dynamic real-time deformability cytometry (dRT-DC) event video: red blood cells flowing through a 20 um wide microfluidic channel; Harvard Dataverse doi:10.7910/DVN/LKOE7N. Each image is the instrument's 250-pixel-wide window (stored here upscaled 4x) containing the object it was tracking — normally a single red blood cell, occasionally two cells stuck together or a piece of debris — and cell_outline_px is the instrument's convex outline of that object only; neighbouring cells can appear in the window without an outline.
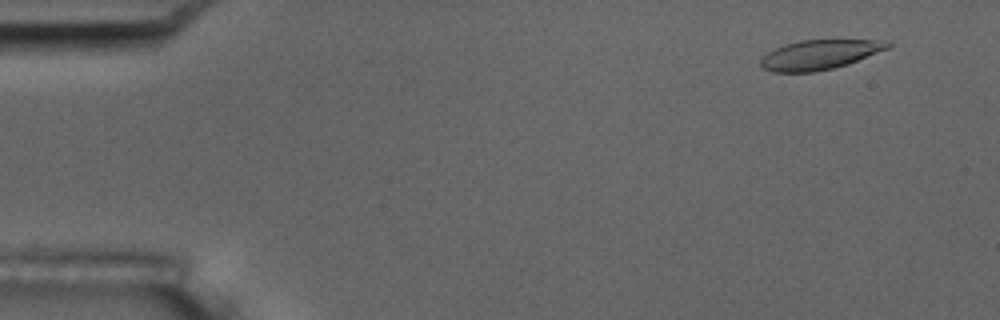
{"species": "common noctule bat (a hibernating species)", "species_latin": "Nyctalus noctula", "temperature_condition": "room temperature", "stored_images_in_passage": 54, "camera_frame_rate_fps": 3000, "um_per_image_px": 0.085, "animal": {"sex": "male", "body_mass_g": 17.5, "forearm_length_mm": 52.3}, "frame": {"image": 1, "passage_image": 4, "time_ms": 1.0, "image_size_px": [1000, 320], "cell_outline_px": [[892, 44], [888, 48], [848, 64], [832, 68], [812, 72], [772, 72], [764, 68], [760, 64], [760, 60], [768, 52], [784, 44], [800, 40], [892, 40]], "centroid_in_image_um": [69.68, 4.64], "position_along_channel_um": 15.3, "area_um2": 21.79}}
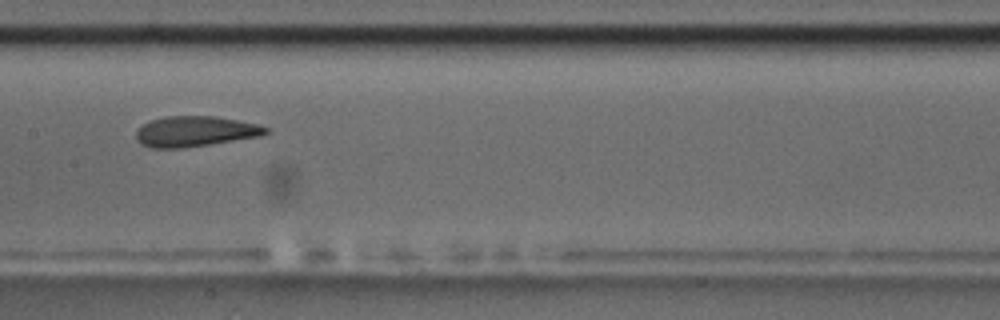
{"frame": {"image": 2, "passage_image": 27, "time_ms": 8.667, "image_size_px": [1000, 320], "cell_outline_px": [[268, 132], [260, 136], [184, 148], [152, 148], [140, 144], [136, 140], [136, 132], [140, 124], [152, 120], [168, 116], [216, 116], [256, 124], [268, 128]], "centroid_in_image_um": [16.53, 11.17], "position_along_channel_um": 190.9, "area_um2": 22.95}}
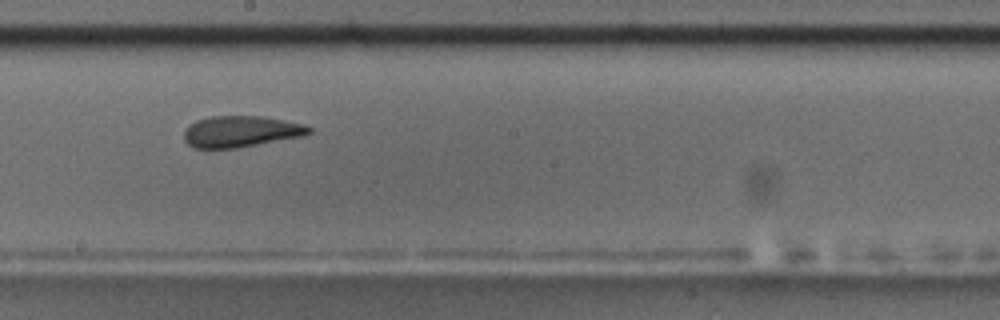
{"frame": {"image": 3, "passage_image": 30, "time_ms": 9.667, "image_size_px": [1000, 320], "cell_outline_px": [[312, 132], [304, 136], [236, 148], [192, 148], [184, 140], [184, 128], [196, 120], [212, 116], [264, 116], [304, 124], [312, 128]], "centroid_in_image_um": [20.47, 11.17], "position_along_channel_um": 227.7, "area_um2": 22.95}, "authors_computed_cell_mechanics": {"area_um2": 22.9755, "velocity_mm_per_s": 3.7197, "shape_relaxation_time_tau1_ms": 5.2786, "shape_relaxation_time_tau2_ms": 1.8228, "deformation_change_tau1": 0.1781, "deformation_change_tau2": 0.099}}